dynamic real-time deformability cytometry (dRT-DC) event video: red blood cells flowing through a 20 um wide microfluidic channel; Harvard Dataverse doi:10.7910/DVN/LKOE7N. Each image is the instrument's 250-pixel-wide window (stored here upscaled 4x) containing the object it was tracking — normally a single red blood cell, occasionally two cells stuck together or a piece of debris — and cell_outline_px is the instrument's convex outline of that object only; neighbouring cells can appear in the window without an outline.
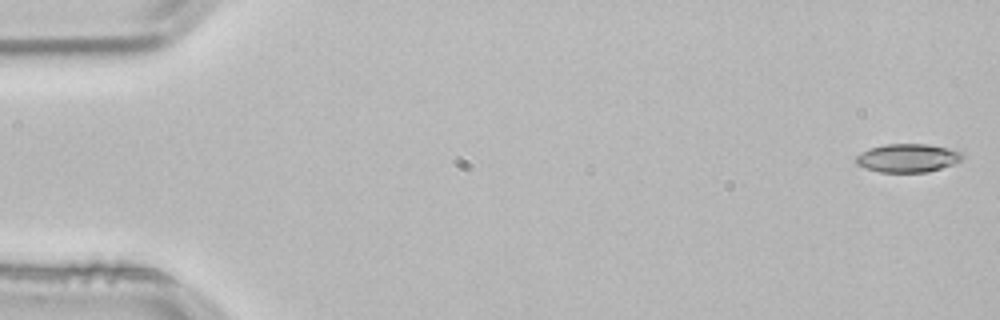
{"species": "common noctule bat (a hibernating species)", "species_latin": "Nyctalus noctula", "temperature_condition": "room temperature", "stored_images_in_passage": 13, "camera_frame_rate_fps": 3000, "um_per_image_px": 0.085, "animal": {"sex": "male", "body_mass_g": 21.5, "forearm_length_mm": 52.0}, "frame": {"image": 1, "passage_image": 1, "time_ms": 0.0, "image_size_px": [1000, 320], "cell_outline_px": [[964, 156], [960, 160], [952, 164], [928, 172], [880, 172], [856, 164], [856, 156], [860, 152], [868, 148], [884, 144], [924, 144], [948, 148], [964, 152]], "centroid_in_image_um": [77.14, 13.42], "position_along_channel_um": 7.9, "area_um2": 17.57}}
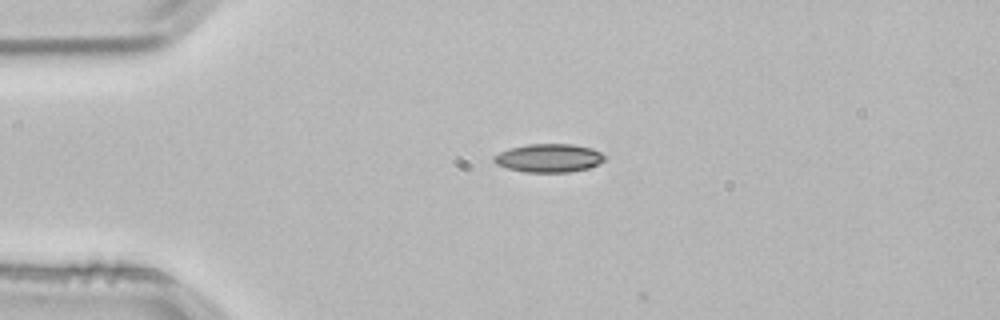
{"frame": {"image": 2, "passage_image": 12, "time_ms": 3.667, "image_size_px": [1000, 320], "cell_outline_px": [[604, 160], [600, 164], [588, 168], [568, 172], [524, 172], [508, 168], [496, 164], [492, 160], [492, 156], [508, 148], [528, 144], [572, 144], [592, 148], [600, 152], [604, 156]], "centroid_in_image_um": [46.63, 13.43], "position_along_channel_um": 38.4, "area_um2": 18.38}}